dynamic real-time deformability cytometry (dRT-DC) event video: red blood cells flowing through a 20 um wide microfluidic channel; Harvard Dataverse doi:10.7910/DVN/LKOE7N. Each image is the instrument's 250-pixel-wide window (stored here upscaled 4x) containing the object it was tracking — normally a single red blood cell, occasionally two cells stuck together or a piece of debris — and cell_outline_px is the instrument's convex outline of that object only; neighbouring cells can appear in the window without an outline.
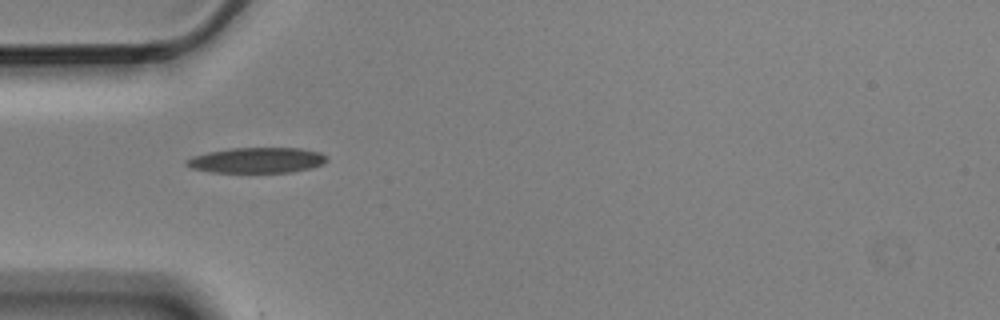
{"species": "Egyptian fruit bat (a non-hibernating species)", "species_latin": "Rousettus aegyptiacus", "temperature_condition": "cold", "stored_images_in_passage": 1, "camera_frame_rate_fps": 3000, "um_per_image_px": 0.085, "animal": {"sex": "male"}, "frame": {"image": 1, "passage_image": 1, "time_ms": 0.0, "image_size_px": [1000, 320], "cell_outline_px": [[328, 160], [324, 164], [312, 168], [292, 172], [212, 172], [192, 168], [184, 164], [184, 160], [192, 156], [208, 152], [232, 148], [300, 148], [320, 152], [328, 156]], "centroid_in_image_um": [21.86, 13.62], "position_along_channel_um": 63.1, "area_um2": 20.98}}